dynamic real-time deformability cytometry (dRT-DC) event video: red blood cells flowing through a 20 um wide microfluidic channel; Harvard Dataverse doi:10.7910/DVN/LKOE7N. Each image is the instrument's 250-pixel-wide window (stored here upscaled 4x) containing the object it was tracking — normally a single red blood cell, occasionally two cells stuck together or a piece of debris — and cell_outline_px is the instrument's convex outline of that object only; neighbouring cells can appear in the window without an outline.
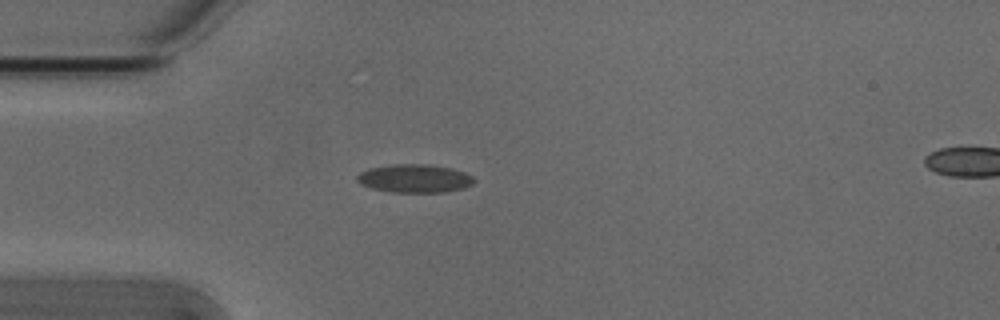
{"species": "Egyptian fruit bat (a non-hibernating species)", "species_latin": "Rousettus aegyptiacus", "temperature_condition": "cold", "stored_images_in_passage": 48, "camera_frame_rate_fps": 3000, "um_per_image_px": 0.085, "animal": {"sex": "male"}, "frame": {"image": 1, "passage_image": 9, "time_ms": 2.667, "image_size_px": [1000, 320], "cell_outline_px": [[476, 180], [472, 184], [464, 188], [444, 192], [392, 192], [372, 188], [360, 184], [356, 180], [356, 176], [360, 172], [368, 168], [392, 164], [428, 164], [452, 168], [464, 172], [472, 176]], "centroid_in_image_um": [35.23, 15.16], "position_along_channel_um": 49.8, "area_um2": 19.42}}
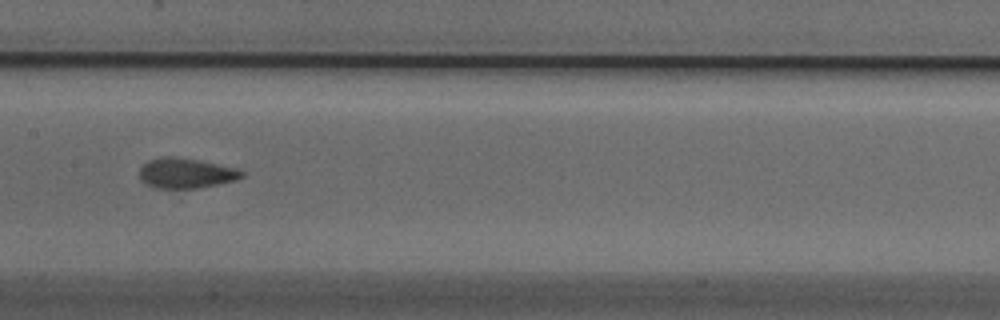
{"frame": {"image": 2, "passage_image": 21, "time_ms": 6.667, "image_size_px": [1000, 320], "cell_outline_px": [[244, 176], [236, 180], [196, 188], [156, 188], [144, 184], [140, 180], [140, 168], [148, 160], [164, 156], [172, 156], [200, 160], [236, 168], [244, 172]], "centroid_in_image_um": [15.78, 14.71], "position_along_channel_um": 191.6, "area_um2": 17.98}}
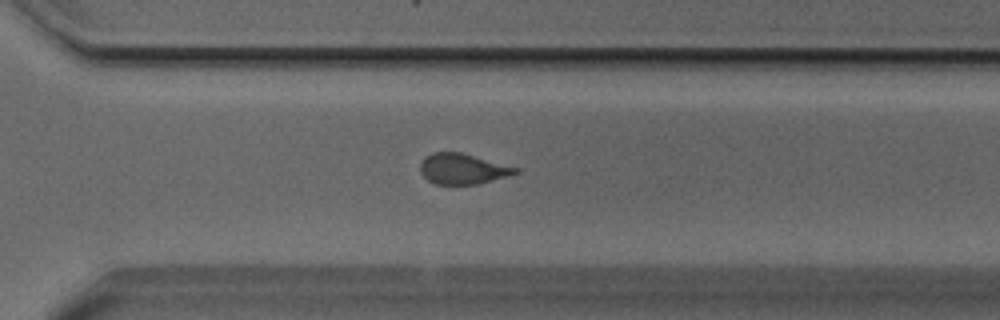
{"frame": {"image": 3, "passage_image": 32, "time_ms": 10.333, "image_size_px": [1000, 320], "cell_outline_px": [[516, 172], [508, 176], [476, 184], [436, 184], [428, 180], [420, 172], [420, 164], [424, 156], [432, 152], [460, 152], [516, 168]], "centroid_in_image_um": [39.23, 14.35], "position_along_channel_um": 331.4, "area_um2": 16.53}, "authors_computed_cell_mechanics": {"area_um2": 17.8891, "velocity_mm_per_s": 3.8199, "shape_relaxation_time_tau1_ms": 4.194, "shape_relaxation_time_tau2_ms": 1.0827, "deformation_change_tau1": 0.14, "deformation_change_tau2": 0.0717}}